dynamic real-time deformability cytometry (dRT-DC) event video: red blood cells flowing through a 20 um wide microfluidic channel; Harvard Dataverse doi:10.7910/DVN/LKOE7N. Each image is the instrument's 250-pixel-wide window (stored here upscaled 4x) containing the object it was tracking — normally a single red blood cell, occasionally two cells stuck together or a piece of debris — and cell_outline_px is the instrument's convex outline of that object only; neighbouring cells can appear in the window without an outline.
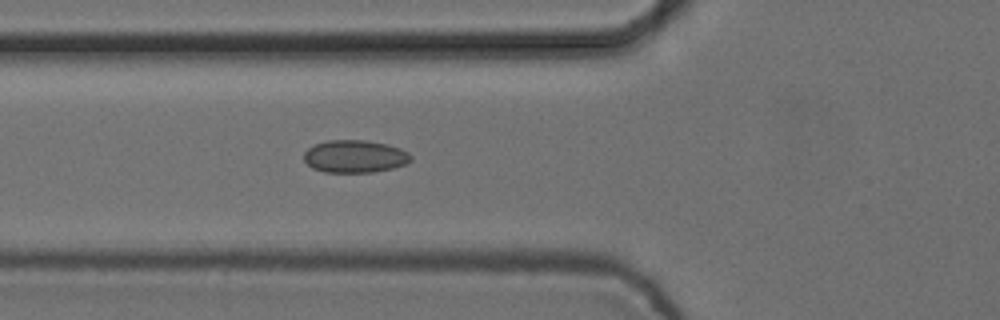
{"species": "common noctule bat (a hibernating species)", "species_latin": "Nyctalus noctula", "temperature_condition": "cold", "stored_images_in_passage": 4, "camera_frame_rate_fps": 3000, "um_per_image_px": 0.085, "animal": {"sex": "female", "body_mass_g": 24.6, "forearm_length_mm": 56.2}, "frame": {"image": 1, "passage_image": 4, "time_ms": 1.0, "image_size_px": [1000, 320], "cell_outline_px": [[412, 160], [404, 164], [392, 168], [372, 172], [324, 172], [312, 168], [304, 160], [304, 152], [308, 148], [316, 144], [328, 140], [364, 140], [388, 144], [400, 148], [408, 152], [412, 156]], "centroid_in_image_um": [30.16, 13.29], "position_along_channel_um": 95.6, "area_um2": 20.29}}